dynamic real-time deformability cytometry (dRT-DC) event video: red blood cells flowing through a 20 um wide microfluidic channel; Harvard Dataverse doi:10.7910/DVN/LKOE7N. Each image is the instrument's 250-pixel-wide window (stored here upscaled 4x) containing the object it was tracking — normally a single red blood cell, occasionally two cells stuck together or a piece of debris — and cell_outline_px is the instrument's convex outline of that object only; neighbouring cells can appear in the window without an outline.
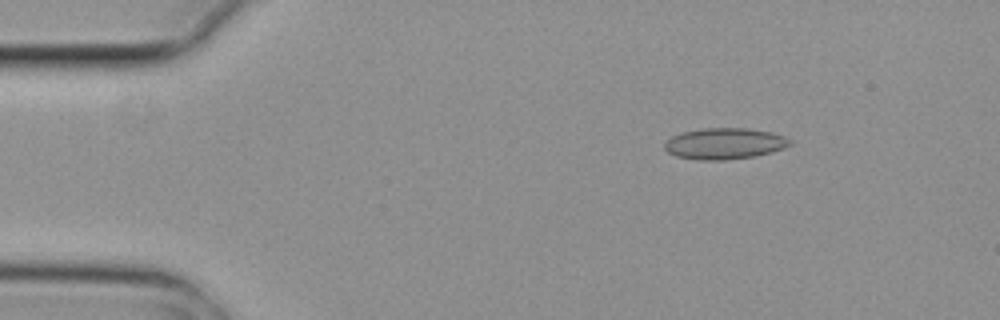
{"species": "common noctule bat (a hibernating species)", "species_latin": "Nyctalus noctula", "temperature_condition": "cold", "stored_images_in_passage": 3, "camera_frame_rate_fps": 3000, "um_per_image_px": 0.085, "animal": {"sex": "female", "body_mass_g": 29.2, "forearm_length_mm": 56.3}, "frame": {"image": 1, "passage_image": 1, "time_ms": 0.0, "image_size_px": [1000, 320], "cell_outline_px": [[792, 144], [784, 148], [772, 152], [752, 156], [728, 160], [696, 160], [676, 156], [668, 152], [664, 148], [664, 144], [672, 136], [684, 132], [704, 128], [748, 128], [772, 132], [784, 136], [792, 140]], "centroid_in_image_um": [61.61, 12.21], "position_along_channel_um": 23.4, "area_um2": 22.83}}